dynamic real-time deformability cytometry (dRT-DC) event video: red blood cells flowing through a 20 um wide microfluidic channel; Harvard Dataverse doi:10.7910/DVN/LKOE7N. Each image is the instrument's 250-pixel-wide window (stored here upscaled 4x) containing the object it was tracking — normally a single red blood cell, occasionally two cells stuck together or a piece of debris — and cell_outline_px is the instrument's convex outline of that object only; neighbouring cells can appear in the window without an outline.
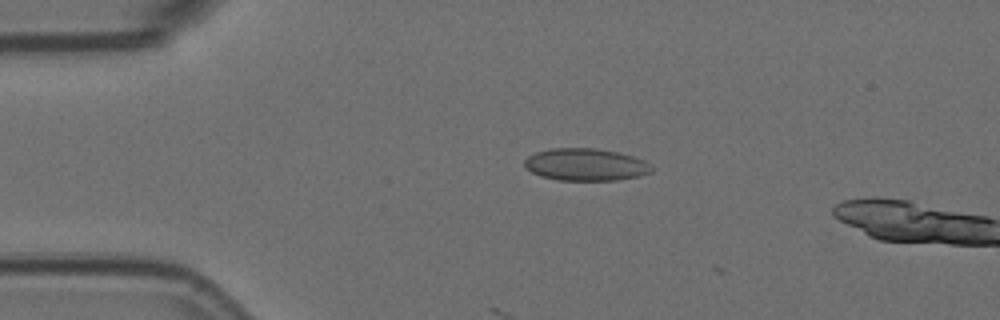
{"species": "Egyptian fruit bat (a non-hibernating species)", "species_latin": "Rousettus aegyptiacus", "temperature_condition": "room temperature", "stored_images_in_passage": 12, "camera_frame_rate_fps": 3000, "um_per_image_px": 0.085, "animal": {"sex": "female"}, "frame": {"image": 1, "passage_image": 5, "time_ms": 1.333, "image_size_px": [1000, 320], "cell_outline_px": [[652, 172], [636, 176], [616, 180], [560, 180], [540, 176], [524, 168], [524, 160], [528, 156], [536, 152], [552, 148], [596, 148], [620, 152], [644, 160], [652, 168]], "centroid_in_image_um": [49.74, 13.98], "position_along_channel_um": 35.3, "area_um2": 23.87}}
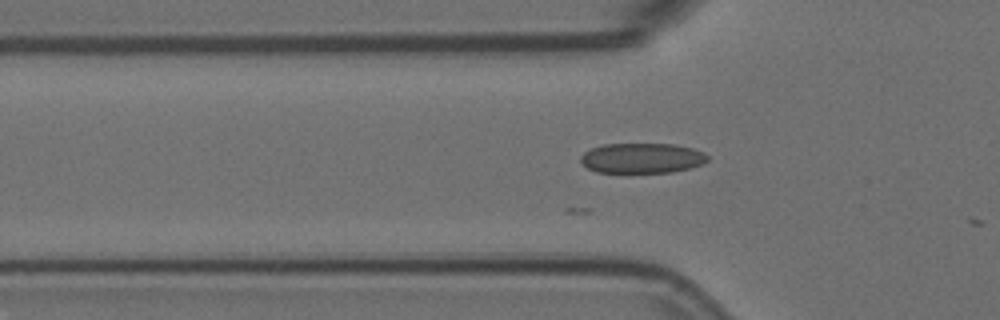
{"frame": {"image": 2, "passage_image": 11, "time_ms": 3.333, "image_size_px": [1000, 320], "cell_outline_px": [[708, 160], [700, 164], [688, 168], [672, 172], [596, 172], [580, 164], [580, 156], [584, 152], [592, 148], [604, 144], [676, 144], [692, 148], [704, 152], [708, 156]], "centroid_in_image_um": [54.54, 13.43], "position_along_channel_um": 71.3, "area_um2": 22.25}}